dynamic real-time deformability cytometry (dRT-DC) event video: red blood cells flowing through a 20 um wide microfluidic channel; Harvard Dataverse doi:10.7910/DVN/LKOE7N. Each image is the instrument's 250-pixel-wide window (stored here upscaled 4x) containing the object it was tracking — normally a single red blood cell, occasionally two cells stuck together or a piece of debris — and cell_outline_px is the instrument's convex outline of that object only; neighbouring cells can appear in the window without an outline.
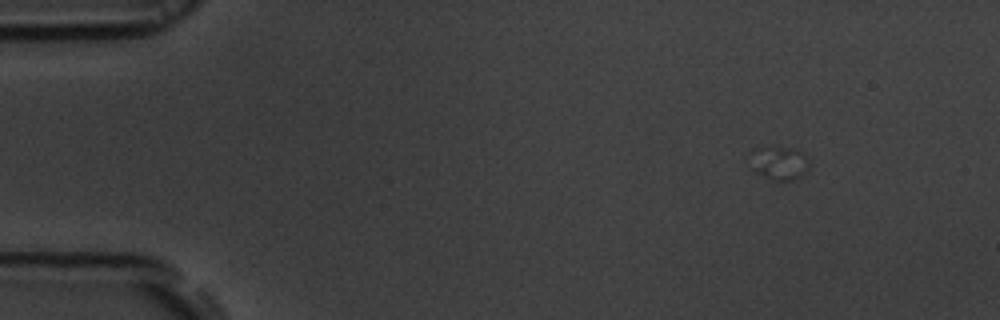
{"species": "common noctule bat (a hibernating species)", "species_latin": "Nyctalus noctula", "temperature_condition": "room temperature", "stored_images_in_passage": 1, "camera_frame_rate_fps": 3000, "um_per_image_px": 0.085, "animal": {"sex": "male", "body_mass_g": 19.5, "forearm_length_mm": 54.6}, "frame": {"image": 1, "passage_image": 1, "time_ms": 0.0, "image_size_px": [1000, 320], "cell_outline_px": [[808, 168], [800, 176], [792, 180], [776, 180], [752, 172], [748, 152], [752, 148], [796, 148], [804, 152], [808, 164]], "centroid_in_image_um": [66.16, 13.84], "position_along_channel_um": 18.8, "area_um2": 11.62}}